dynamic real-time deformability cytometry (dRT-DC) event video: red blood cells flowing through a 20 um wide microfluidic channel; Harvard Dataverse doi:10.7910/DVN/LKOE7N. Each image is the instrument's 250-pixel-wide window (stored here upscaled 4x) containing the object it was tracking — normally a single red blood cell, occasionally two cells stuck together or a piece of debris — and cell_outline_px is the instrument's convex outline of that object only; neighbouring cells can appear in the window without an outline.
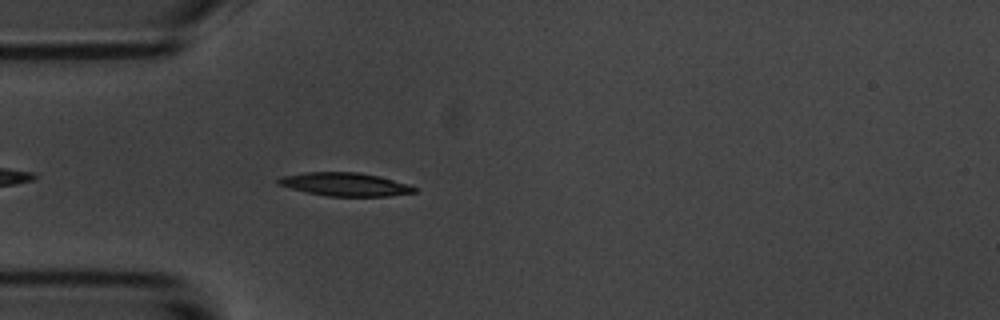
{"species": "common noctule bat (a hibernating species)", "species_latin": "Nyctalus noctula", "temperature_condition": "room temperature", "stored_images_in_passage": 44, "camera_frame_rate_fps": 3000, "um_per_image_px": 0.085, "animal": {"sex": "male", "body_mass_g": 20.1, "forearm_length_mm": 53.5}, "frame": {"image": 1, "passage_image": 4, "time_ms": 1.0, "image_size_px": [1000, 320], "cell_outline_px": [[416, 192], [388, 196], [328, 196], [308, 192], [276, 184], [276, 180], [280, 176], [304, 172], [360, 172], [380, 176], [408, 184], [416, 188]], "centroid_in_image_um": [29.31, 15.65], "position_along_channel_um": 55.7, "area_um2": 18.5}}
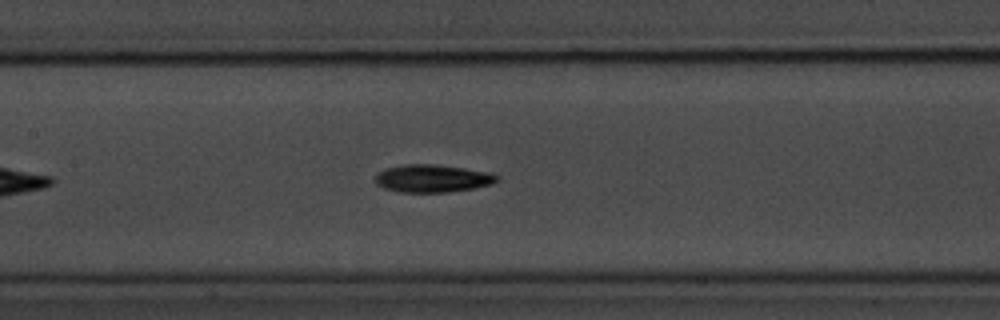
{"frame": {"image": 2, "passage_image": 14, "time_ms": 4.333, "image_size_px": [1000, 320], "cell_outline_px": [[500, 180], [492, 184], [472, 188], [448, 192], [400, 192], [384, 188], [376, 184], [376, 176], [384, 168], [404, 164], [436, 164], [492, 172], [500, 176]], "centroid_in_image_um": [36.8, 15.16], "position_along_channel_um": 170.6, "area_um2": 19.77}}
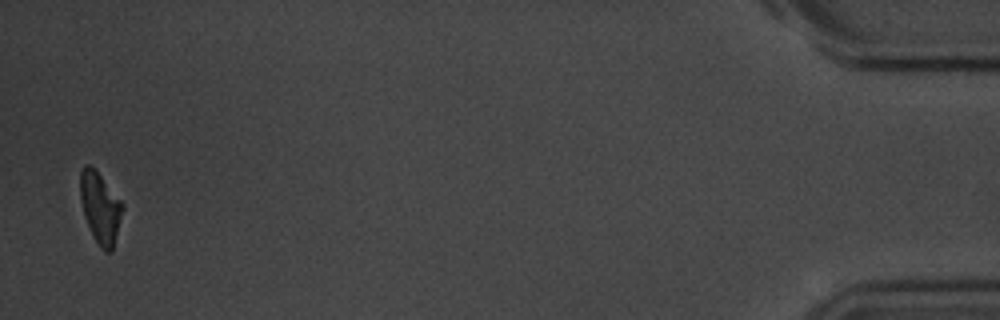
{"frame": {"image": 3, "passage_image": 43, "time_ms": 14.0, "image_size_px": [1000, 320], "cell_outline_px": [[124, 208], [112, 252], [104, 252], [100, 248], [92, 236], [84, 216], [80, 200], [80, 172], [84, 164], [88, 164], [100, 176], [124, 204]], "centroid_in_image_um": [8.51, 17.71], "position_along_channel_um": 426.7, "area_um2": 17.51}, "authors_computed_cell_mechanics": {"area_um2": 18.5827, "velocity_mm_per_s": 3.5909, "shape_relaxation_time_tau1_ms": 3.4755, "shape_relaxation_time_tau2_ms": 7.5074, "deformation_change_tau1": 0.1323, "deformation_change_tau2": 0.1492}}